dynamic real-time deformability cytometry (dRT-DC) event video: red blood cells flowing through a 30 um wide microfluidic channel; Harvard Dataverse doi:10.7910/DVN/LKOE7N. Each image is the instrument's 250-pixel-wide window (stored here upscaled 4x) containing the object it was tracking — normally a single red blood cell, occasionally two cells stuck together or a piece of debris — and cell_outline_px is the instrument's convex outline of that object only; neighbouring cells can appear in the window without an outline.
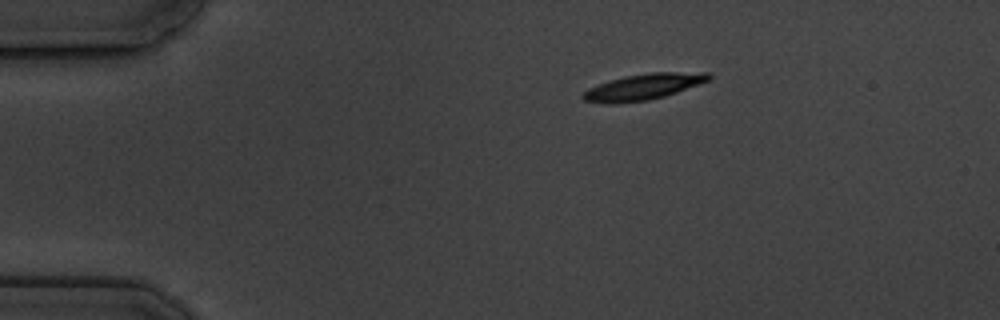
{"species": "common noctule bat (a hibernating species)", "species_latin": "Nyctalus noctula", "temperature_condition": "cold", "stored_images_in_passage": 3, "camera_frame_rate_fps": 3000, "um_per_image_px": 0.085, "animal": {"sex": "male", "body_mass_g": 19.5, "forearm_length_mm": 54.6}, "frame": {"image": 1, "passage_image": 1, "time_ms": 0.0, "image_size_px": [1000, 320], "cell_outline_px": [[712, 76], [708, 80], [676, 92], [664, 96], [648, 100], [612, 104], [608, 104], [584, 100], [580, 96], [588, 88], [624, 76], [648, 72], [708, 72]], "centroid_in_image_um": [54.67, 7.37], "position_along_channel_um": 30.3, "area_um2": 18.84}}